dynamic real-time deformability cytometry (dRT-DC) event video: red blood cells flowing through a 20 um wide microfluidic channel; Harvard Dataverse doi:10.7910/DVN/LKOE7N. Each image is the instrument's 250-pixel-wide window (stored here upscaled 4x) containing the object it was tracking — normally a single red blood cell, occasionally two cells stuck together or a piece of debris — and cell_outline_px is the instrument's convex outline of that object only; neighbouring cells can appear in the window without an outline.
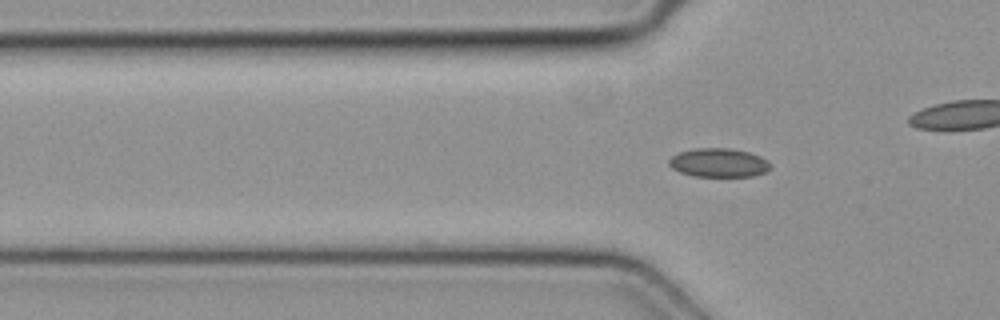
{"species": "common noctule bat (a hibernating species)", "species_latin": "Nyctalus noctula", "temperature_condition": "cold", "stored_images_in_passage": 4, "camera_frame_rate_fps": 3000, "um_per_image_px": 0.085, "animal": {"sex": "female", "body_mass_g": 19.3, "forearm_length_mm": 54.1}, "frame": {"image": 1, "passage_image": 4, "time_ms": 1.0, "image_size_px": [1000, 320], "cell_outline_px": [[772, 168], [764, 172], [752, 176], [692, 176], [680, 172], [672, 168], [668, 164], [668, 160], [672, 156], [680, 152], [696, 148], [728, 148], [748, 152], [760, 156], [768, 160], [772, 164]], "centroid_in_image_um": [61.1, 13.83], "position_along_channel_um": 64.7, "area_um2": 17.05}}